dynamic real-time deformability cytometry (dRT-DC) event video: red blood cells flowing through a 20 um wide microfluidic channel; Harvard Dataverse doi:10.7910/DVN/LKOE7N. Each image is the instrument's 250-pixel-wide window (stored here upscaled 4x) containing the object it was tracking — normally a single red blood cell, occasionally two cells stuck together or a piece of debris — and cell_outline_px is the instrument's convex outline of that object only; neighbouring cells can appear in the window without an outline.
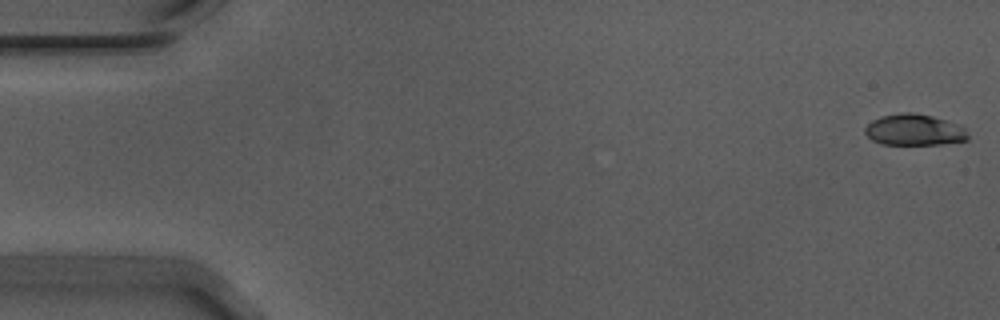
{"species": "Egyptian fruit bat (a non-hibernating species)", "species_latin": "Rousettus aegyptiacus", "temperature_condition": "warm", "stored_images_in_passage": 15, "camera_frame_rate_fps": 3000, "um_per_image_px": 0.085, "animal": {"sex": "male"}, "frame": {"image": 1, "passage_image": 1, "time_ms": 0.0, "image_size_px": [1000, 320], "cell_outline_px": [[968, 140], [940, 144], [880, 144], [872, 140], [864, 132], [864, 128], [872, 120], [880, 116], [900, 112], [912, 112], [932, 116], [960, 124], [964, 128], [968, 136]], "centroid_in_image_um": [77.7, 11.03], "position_along_channel_um": 7.3, "area_um2": 18.84}}
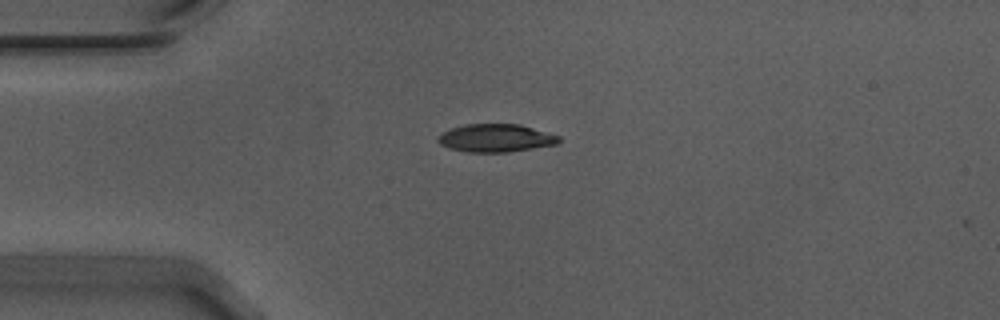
{"frame": {"image": 2, "passage_image": 14, "time_ms": 4.333, "image_size_px": [1000, 320], "cell_outline_px": [[560, 140], [556, 144], [508, 152], [468, 152], [448, 148], [440, 144], [436, 140], [436, 136], [452, 128], [464, 124], [520, 124], [560, 136]], "centroid_in_image_um": [42.1, 11.73], "position_along_channel_um": 42.9, "area_um2": 19.65}}